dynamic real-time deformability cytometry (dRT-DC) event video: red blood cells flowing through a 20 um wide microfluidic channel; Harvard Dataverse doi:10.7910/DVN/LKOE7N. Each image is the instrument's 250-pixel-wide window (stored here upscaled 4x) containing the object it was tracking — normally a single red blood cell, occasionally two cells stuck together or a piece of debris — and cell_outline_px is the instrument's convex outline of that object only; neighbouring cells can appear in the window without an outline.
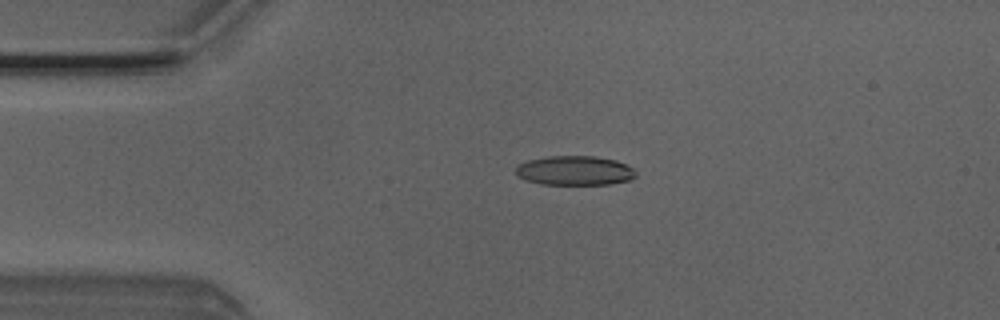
{"species": "Egyptian fruit bat (a non-hibernating species)", "species_latin": "Rousettus aegyptiacus", "temperature_condition": "room temperature", "stored_images_in_passage": 4, "camera_frame_rate_fps": 3000, "um_per_image_px": 0.085, "animal": {"sex": "male"}, "frame": {"image": 1, "passage_image": 3, "time_ms": 0.667, "image_size_px": [1000, 320], "cell_outline_px": [[636, 176], [632, 180], [608, 184], [540, 184], [524, 180], [516, 176], [516, 168], [520, 164], [528, 160], [548, 156], [592, 156], [616, 160], [632, 168], [636, 172]], "centroid_in_image_um": [48.84, 14.5], "position_along_channel_um": 36.2, "area_um2": 20.58}}